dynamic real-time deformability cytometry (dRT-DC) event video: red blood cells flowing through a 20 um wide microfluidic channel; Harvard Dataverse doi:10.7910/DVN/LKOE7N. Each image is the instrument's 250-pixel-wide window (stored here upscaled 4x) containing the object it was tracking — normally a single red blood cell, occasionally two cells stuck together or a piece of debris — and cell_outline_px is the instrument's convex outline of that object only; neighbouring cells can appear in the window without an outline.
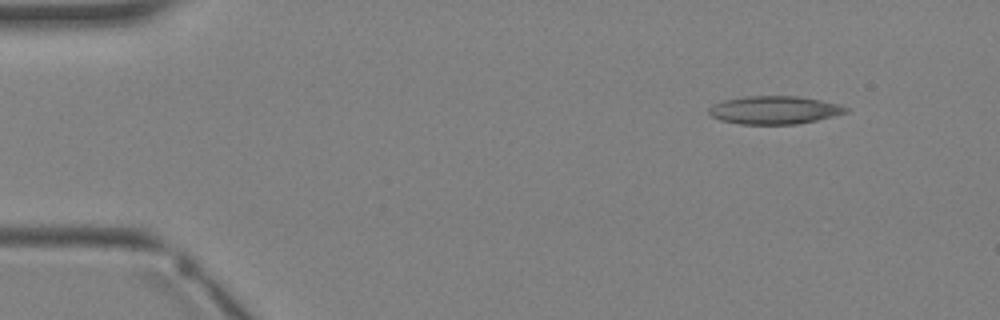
{"species": "Egyptian fruit bat (a non-hibernating species)", "species_latin": "Rousettus aegyptiacus", "temperature_condition": "warm", "stored_images_in_passage": 4, "camera_frame_rate_fps": 3000, "um_per_image_px": 0.085, "animal": {"sex": "female"}, "frame": {"image": 1, "passage_image": 1, "time_ms": 0.0, "image_size_px": [1000, 320], "cell_outline_px": [[848, 112], [816, 120], [796, 124], [740, 124], [720, 120], [712, 116], [708, 112], [708, 108], [712, 104], [724, 100], [744, 96], [796, 96], [820, 100], [840, 104], [848, 108]], "centroid_in_image_um": [65.79, 9.35], "position_along_channel_um": 19.2, "area_um2": 22.37}}
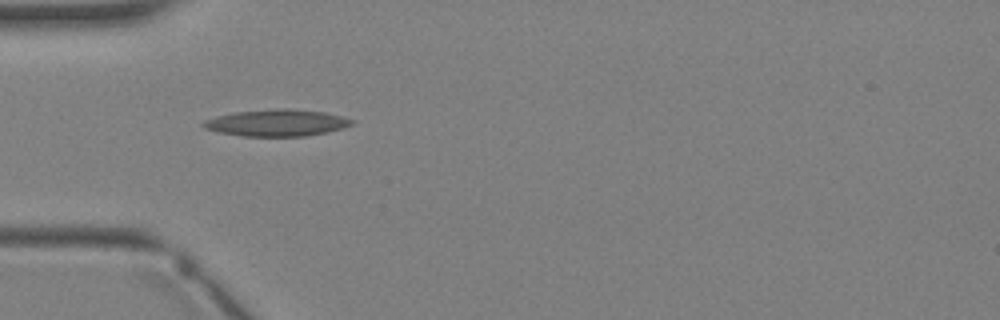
{"frame": {"image": 2, "passage_image": 3, "time_ms": 2.333, "image_size_px": [1000, 320], "cell_outline_px": [[356, 120], [352, 124], [344, 128], [328, 132], [304, 136], [244, 136], [220, 132], [204, 128], [200, 124], [204, 120], [216, 116], [232, 112], [280, 108], [288, 108], [324, 112]], "centroid_in_image_um": [23.52, 10.43], "position_along_channel_um": 61.5, "area_um2": 23.18}}
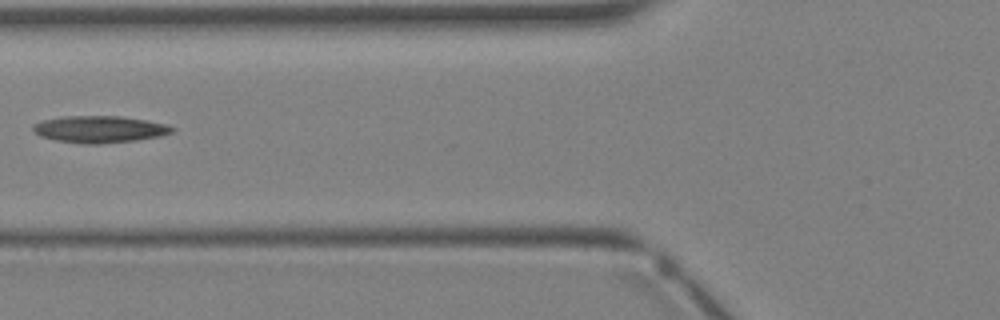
{"frame": {"image": 3, "passage_image": 4, "time_ms": 3.333, "image_size_px": [1000, 320], "cell_outline_px": [[176, 128], [172, 132], [160, 136], [136, 140], [100, 144], [84, 144], [56, 140], [40, 136], [32, 128], [32, 124], [44, 120], [64, 116], [120, 116], [148, 120], [168, 124]], "centroid_in_image_um": [8.5, 10.98], "position_along_channel_um": 117.3, "area_um2": 21.85}}